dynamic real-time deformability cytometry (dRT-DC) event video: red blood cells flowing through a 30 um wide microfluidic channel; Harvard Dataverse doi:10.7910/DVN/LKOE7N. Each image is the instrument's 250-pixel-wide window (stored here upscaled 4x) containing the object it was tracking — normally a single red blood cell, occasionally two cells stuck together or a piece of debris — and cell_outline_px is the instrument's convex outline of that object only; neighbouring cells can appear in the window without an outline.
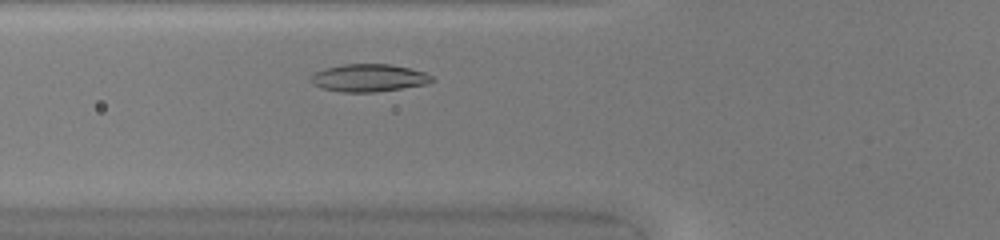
{"species": "common noctule bat (a hibernating species)", "species_latin": "Nyctalus noctula", "temperature_condition": "warm", "stored_images_in_passage": 28, "camera_frame_rate_fps": 3000, "um_per_image_px": 0.085, "animal": {"sex": "female", "body_mass_g": 20.0, "forearm_length_mm": 54.0}, "frame": {"image": 1, "passage_image": 5, "time_ms": 1.333, "image_size_px": [1000, 240], "cell_outline_px": [[436, 80], [428, 84], [376, 92], [340, 92], [320, 88], [312, 84], [308, 80], [308, 76], [324, 68], [344, 64], [388, 64], [408, 68], [424, 72], [432, 76]], "centroid_in_image_um": [31.3, 6.63], "position_along_channel_um": 94.5, "area_um2": 19.71}}
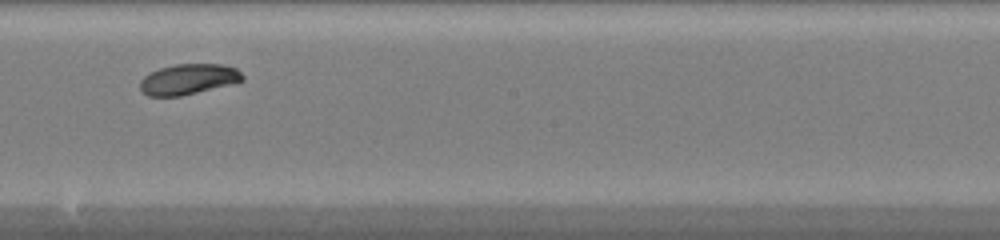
{"frame": {"image": 2, "passage_image": 15, "time_ms": 4.667, "image_size_px": [1000, 240], "cell_outline_px": [[244, 80], [180, 96], [148, 96], [140, 92], [140, 80], [144, 76], [160, 68], [176, 64], [224, 64], [236, 68], [244, 76]], "centroid_in_image_um": [15.98, 6.73], "position_along_channel_um": 232.2, "area_um2": 18.03}}
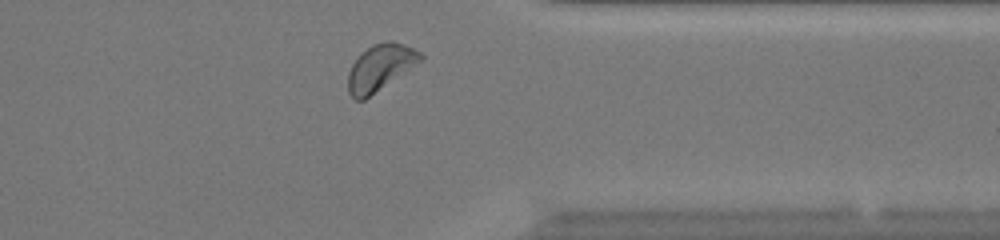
{"frame": {"image": 3, "passage_image": 26, "time_ms": 8.333, "image_size_px": [1000, 240], "cell_outline_px": [[424, 56], [420, 60], [364, 100], [356, 100], [348, 92], [348, 72], [352, 64], [360, 52], [372, 44], [388, 40], [392, 40], [404, 44], [420, 52]], "centroid_in_image_um": [32.26, 5.7], "position_along_channel_um": 379.1, "area_um2": 19.13}, "authors_computed_cell_mechanics": {"area_um2": 18.4671, "velocity_mm_per_s": 4.1428, "shape_relaxation_time_tau1_ms": 3.2492, "shape_relaxation_time_tau2_ms": null, "deformation_change_tau1": 0.0983, "deformation_change_tau2": null}}